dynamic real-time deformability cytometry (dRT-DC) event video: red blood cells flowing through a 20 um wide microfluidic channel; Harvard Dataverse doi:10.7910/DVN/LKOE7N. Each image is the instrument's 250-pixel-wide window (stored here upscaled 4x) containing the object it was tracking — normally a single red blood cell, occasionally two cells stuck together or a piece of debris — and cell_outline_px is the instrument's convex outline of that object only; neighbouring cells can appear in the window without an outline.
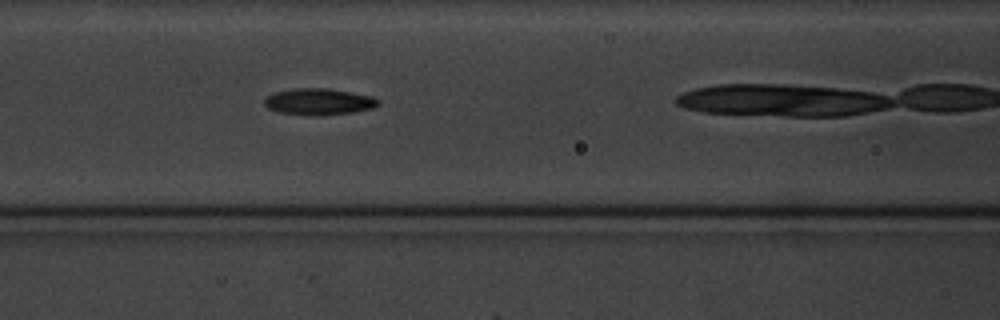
{"species": "common noctule bat (a hibernating species)", "species_latin": "Nyctalus noctula", "temperature_condition": "cold", "stored_images_in_passage": 5, "camera_frame_rate_fps": 3000, "um_per_image_px": 0.085, "animal": {"sex": "male", "body_mass_g": 20.1, "forearm_length_mm": 53.5}, "frame": {"image": 1, "passage_image": 4, "time_ms": 3.667, "image_size_px": [1000, 320], "cell_outline_px": [[380, 104], [372, 108], [352, 112], [316, 116], [276, 112], [268, 108], [264, 104], [264, 100], [268, 96], [276, 92], [292, 88], [328, 88], [372, 96], [380, 100]], "centroid_in_image_um": [27.09, 8.64], "position_along_channel_um": 139.5, "area_um2": 17.57}}